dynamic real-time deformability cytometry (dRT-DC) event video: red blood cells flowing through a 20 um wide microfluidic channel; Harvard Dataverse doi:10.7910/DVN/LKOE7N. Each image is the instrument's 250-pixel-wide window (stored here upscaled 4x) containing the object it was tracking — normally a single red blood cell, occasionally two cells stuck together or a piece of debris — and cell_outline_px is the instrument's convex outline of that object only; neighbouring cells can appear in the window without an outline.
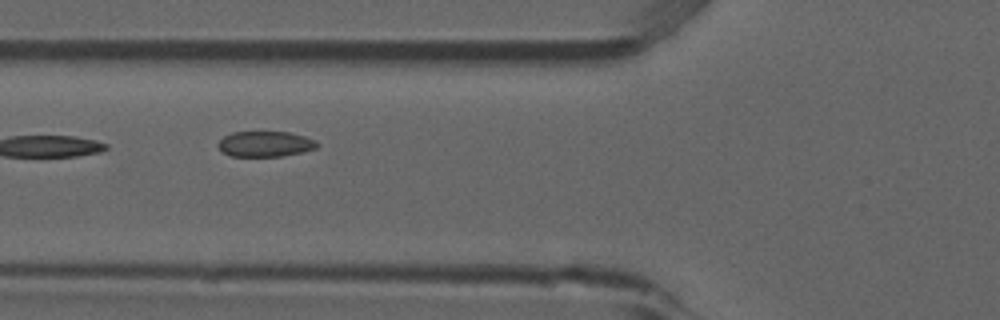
{"species": "common noctule bat (a hibernating species)", "species_latin": "Nyctalus noctula", "temperature_condition": "room temperature", "stored_images_in_passage": 7, "camera_frame_rate_fps": 3000, "um_per_image_px": 0.085, "animal": {"sex": "male", "forearm_length_mm": 52.5}, "frame": {"image": 1, "passage_image": 6, "time_ms": 1.667, "image_size_px": [1000, 320], "cell_outline_px": [[320, 144], [316, 148], [300, 152], [280, 156], [228, 156], [220, 152], [216, 144], [224, 136], [232, 132], [288, 132], [304, 136], [316, 140]], "centroid_in_image_um": [22.49, 12.24], "position_along_channel_um": 103.3, "area_um2": 14.8}}